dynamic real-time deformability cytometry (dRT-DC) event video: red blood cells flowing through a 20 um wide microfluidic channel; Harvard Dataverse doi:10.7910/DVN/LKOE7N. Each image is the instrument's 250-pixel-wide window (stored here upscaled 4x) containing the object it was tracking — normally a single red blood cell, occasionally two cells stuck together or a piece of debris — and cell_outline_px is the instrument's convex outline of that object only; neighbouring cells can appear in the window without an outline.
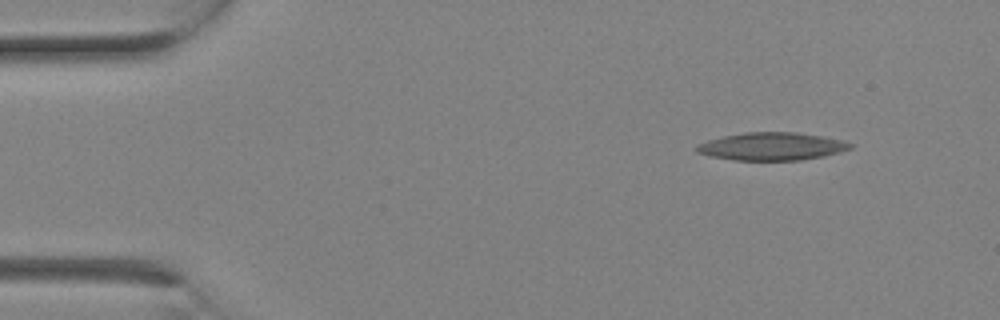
{"species": "Egyptian fruit bat (a non-hibernating species)", "species_latin": "Rousettus aegyptiacus", "temperature_condition": "room temperature", "stored_images_in_passage": 2, "camera_frame_rate_fps": 3000, "um_per_image_px": 0.085, "animal": {"sex": "female"}, "frame": {"image": 1, "passage_image": 1, "time_ms": 0.0, "image_size_px": [1000, 320], "cell_outline_px": [[852, 148], [840, 152], [824, 156], [800, 160], [732, 160], [712, 156], [696, 152], [692, 148], [696, 144], [708, 140], [724, 136], [744, 132], [796, 132], [824, 136], [844, 140], [852, 144]], "centroid_in_image_um": [65.59, 12.44], "position_along_channel_um": 19.4, "area_um2": 25.09}}